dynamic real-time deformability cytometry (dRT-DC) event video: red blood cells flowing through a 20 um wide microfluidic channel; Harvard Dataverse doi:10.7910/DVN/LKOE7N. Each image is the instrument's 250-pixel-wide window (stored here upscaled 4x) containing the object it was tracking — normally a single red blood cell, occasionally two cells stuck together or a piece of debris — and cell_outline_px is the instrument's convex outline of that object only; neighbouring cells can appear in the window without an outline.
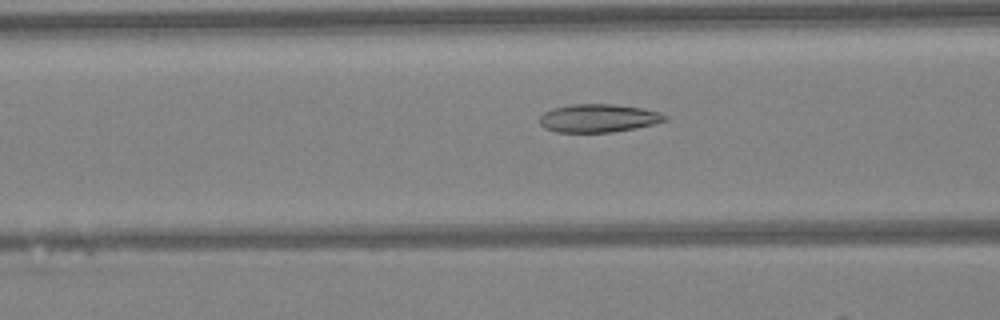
{"species": "Egyptian fruit bat (a non-hibernating species)", "species_latin": "Rousettus aegyptiacus", "temperature_condition": "warm", "stored_images_in_passage": 48, "camera_frame_rate_fps": 3000, "um_per_image_px": 0.085, "animal": {"sex": "female"}, "frame": {"image": 1, "passage_image": 19, "time_ms": 6.0, "image_size_px": [1000, 320], "cell_outline_px": [[668, 120], [636, 128], [612, 132], [556, 132], [544, 128], [540, 124], [540, 116], [544, 112], [556, 108], [572, 104], [612, 104], [640, 108], [660, 112], [668, 116]], "centroid_in_image_um": [50.88, 10.05], "position_along_channel_um": 115.7, "area_um2": 20.46}}
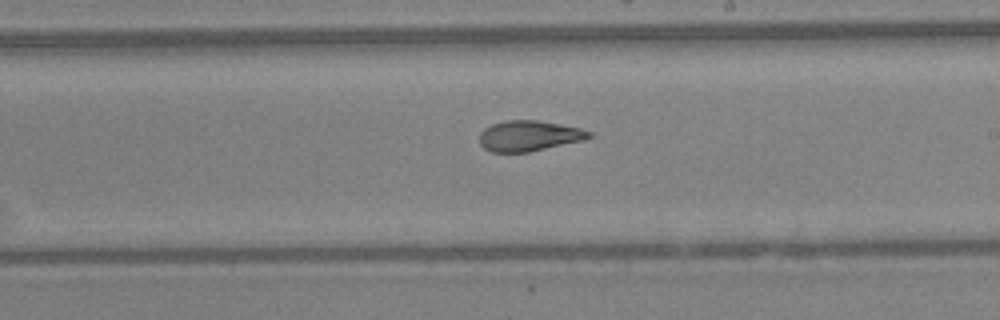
{"frame": {"image": 2, "passage_image": 28, "time_ms": 9.0, "image_size_px": [1000, 320], "cell_outline_px": [[592, 136], [584, 140], [528, 152], [488, 152], [480, 144], [480, 132], [484, 128], [492, 124], [504, 120], [536, 120], [580, 128], [592, 132]], "centroid_in_image_um": [44.94, 11.55], "position_along_channel_um": 244.1, "area_um2": 19.48}}
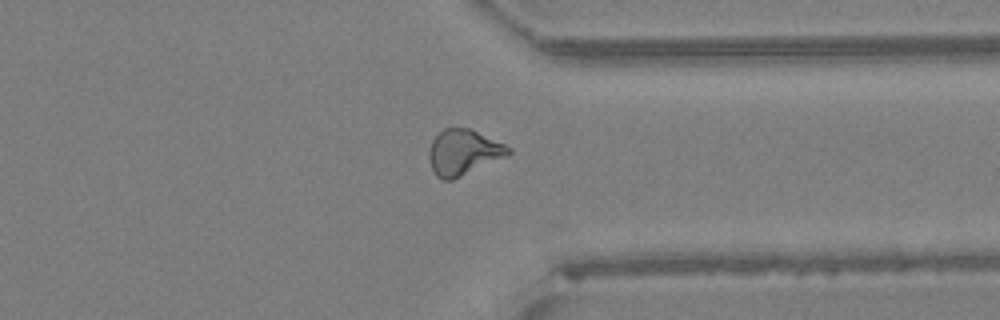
{"frame": {"image": 3, "passage_image": 37, "time_ms": 12.0, "image_size_px": [1000, 320], "cell_outline_px": [[512, 152], [508, 156], [452, 180], [444, 180], [436, 176], [432, 168], [428, 156], [428, 152], [432, 140], [444, 128], [472, 128], [512, 148]], "centroid_in_image_um": [39.41, 12.94], "position_along_channel_um": 372.0, "area_um2": 21.15}, "authors_computed_cell_mechanics": {"area_um2": 20.6346, "velocity_mm_per_s": 4.3089, "shape_relaxation_time_tau1_ms": null, "shape_relaxation_time_tau2_ms": 2.0161, "deformation_change_tau1": null, "deformation_change_tau2": 0.0957}}